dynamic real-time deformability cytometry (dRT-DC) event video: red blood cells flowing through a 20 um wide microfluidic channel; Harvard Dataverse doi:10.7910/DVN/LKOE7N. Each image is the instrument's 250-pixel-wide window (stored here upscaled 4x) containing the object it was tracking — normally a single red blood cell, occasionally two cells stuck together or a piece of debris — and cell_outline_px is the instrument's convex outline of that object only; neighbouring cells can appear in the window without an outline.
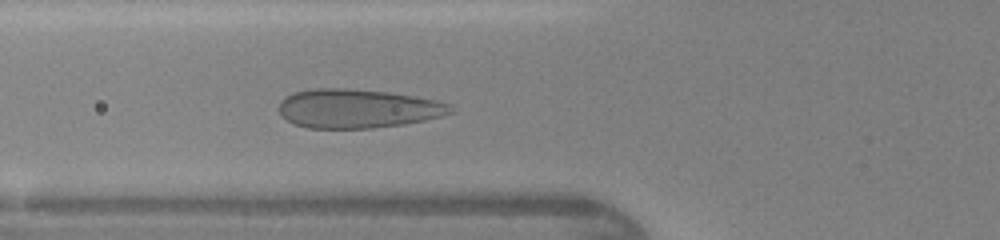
{"species": "human", "species_latin": "Homo sapiens", "temperature_condition": "warm", "stored_images_in_passage": 40, "camera_frame_rate_fps": 3000, "um_per_image_px": 0.085, "donor": {"sex": "female"}, "frame": {"image": 1, "passage_image": 12, "time_ms": 3.667, "image_size_px": [1000, 240], "cell_outline_px": [[456, 112], [424, 120], [404, 124], [372, 128], [308, 128], [292, 124], [280, 116], [280, 100], [284, 96], [292, 92], [316, 88], [344, 88], [388, 92], [436, 100], [448, 104]], "centroid_in_image_um": [30.34, 9.23], "position_along_channel_um": 95.5, "area_um2": 39.07}}
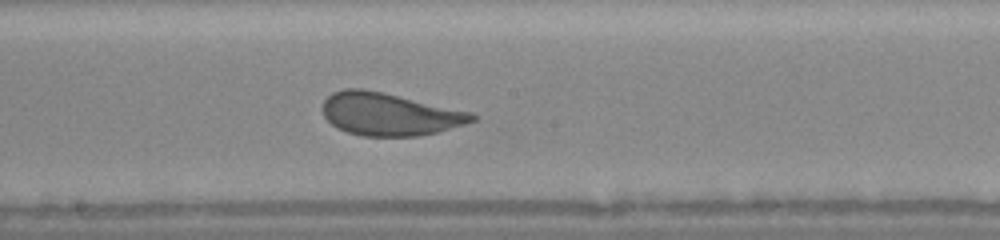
{"frame": {"image": 2, "passage_image": 20, "time_ms": 6.333, "image_size_px": [1000, 240], "cell_outline_px": [[476, 120], [464, 124], [436, 132], [420, 136], [364, 136], [348, 132], [332, 124], [324, 116], [320, 108], [324, 100], [332, 92], [344, 88], [364, 88], [384, 92], [472, 112], [476, 116]], "centroid_in_image_um": [33.07, 9.68], "position_along_channel_um": 215.1, "area_um2": 37.22}}
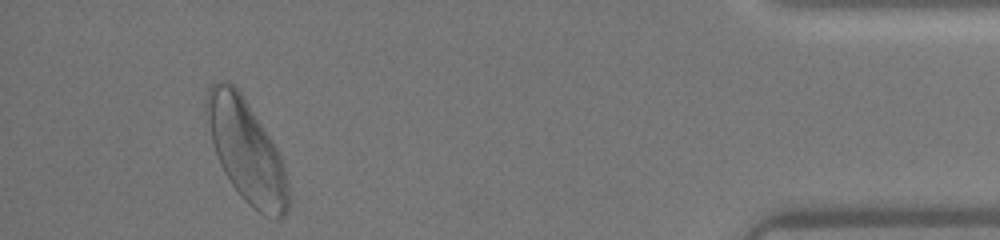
{"frame": {"image": 3, "passage_image": 37, "time_ms": 12.0, "image_size_px": [1000, 240], "cell_outline_px": [[288, 212], [280, 220], [276, 220], [264, 216], [252, 208], [240, 196], [224, 172], [216, 156], [212, 144], [204, 104], [208, 88], [216, 80], [228, 80], [244, 96], [276, 148], [280, 156], [288, 180]], "centroid_in_image_um": [20.93, 12.84], "position_along_channel_um": 414.3, "area_um2": 48.84}}